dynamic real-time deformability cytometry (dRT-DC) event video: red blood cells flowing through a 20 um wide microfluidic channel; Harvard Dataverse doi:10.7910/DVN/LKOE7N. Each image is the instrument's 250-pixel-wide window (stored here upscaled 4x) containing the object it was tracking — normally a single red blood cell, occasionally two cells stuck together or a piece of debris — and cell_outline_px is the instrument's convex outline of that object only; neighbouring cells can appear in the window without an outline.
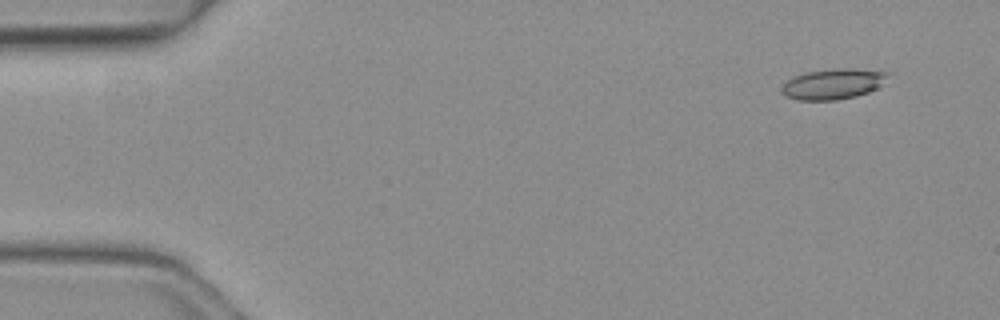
{"species": "common noctule bat (a hibernating species)", "species_latin": "Nyctalus noctula", "temperature_condition": "warm", "stored_images_in_passage": 4, "camera_frame_rate_fps": 3000, "um_per_image_px": 0.085, "animal": {"sex": "female", "body_mass_g": 19.3, "forearm_length_mm": 54.1}, "frame": {"image": 1, "passage_image": 1, "time_ms": 0.0, "image_size_px": [1000, 320], "cell_outline_px": [[888, 72], [880, 84], [876, 88], [868, 92], [856, 96], [836, 100], [796, 100], [780, 92], [780, 88], [792, 76], [808, 72], [836, 68], [852, 68]], "centroid_in_image_um": [70.74, 7.14], "position_along_channel_um": 14.3, "area_um2": 18.61}}